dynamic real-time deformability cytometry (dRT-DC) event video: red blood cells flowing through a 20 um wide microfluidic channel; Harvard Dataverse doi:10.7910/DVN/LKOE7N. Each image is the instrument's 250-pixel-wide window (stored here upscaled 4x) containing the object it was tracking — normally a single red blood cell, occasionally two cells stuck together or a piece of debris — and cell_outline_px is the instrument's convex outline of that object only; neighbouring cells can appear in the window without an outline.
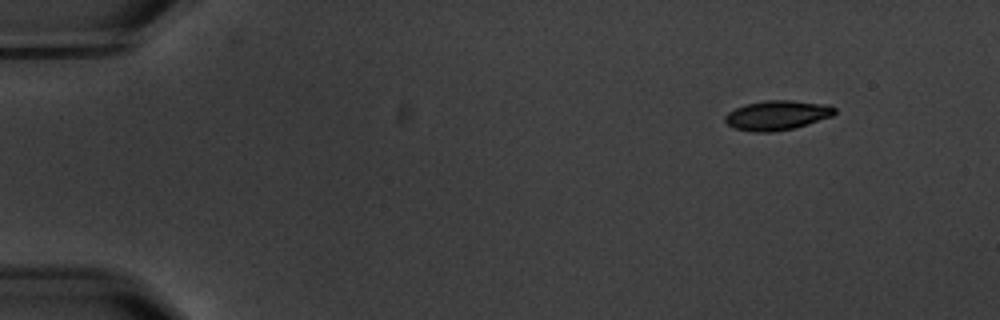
{"species": "common noctule bat (a hibernating species)", "species_latin": "Nyctalus noctula", "temperature_condition": "warm", "stored_images_in_passage": 7, "camera_frame_rate_fps": 3000, "um_per_image_px": 0.085, "animal": {"sex": "male", "body_mass_g": 20.1, "forearm_length_mm": 53.5}, "frame": {"image": 1, "passage_image": 2, "time_ms": 1.0, "image_size_px": [1000, 320], "cell_outline_px": [[836, 112], [832, 116], [796, 128], [772, 132], [752, 132], [736, 128], [728, 124], [724, 120], [724, 116], [728, 112], [744, 104], [764, 100], [788, 100], [832, 104], [836, 108]], "centroid_in_image_um": [66.09, 9.79], "position_along_channel_um": 18.9, "area_um2": 19.13}}
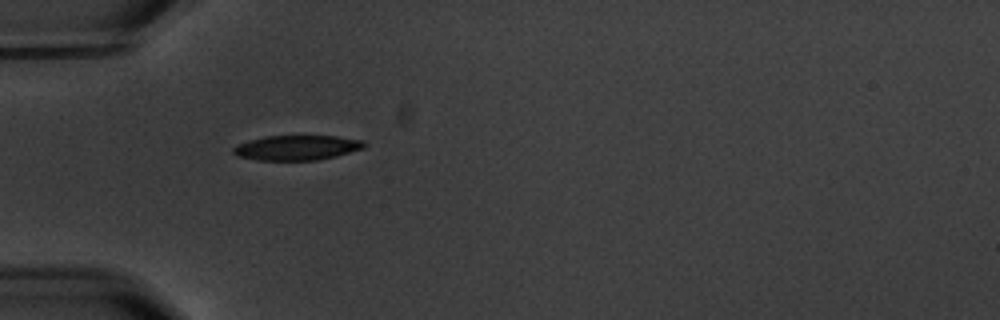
{"frame": {"image": 2, "passage_image": 5, "time_ms": 5.0, "image_size_px": [1000, 320], "cell_outline_px": [[368, 144], [364, 148], [336, 156], [316, 160], [256, 160], [236, 156], [232, 152], [232, 148], [236, 144], [248, 140], [264, 136], [336, 136], [364, 140]], "centroid_in_image_um": [25.21, 12.55], "position_along_channel_um": 59.8, "area_um2": 19.19}}
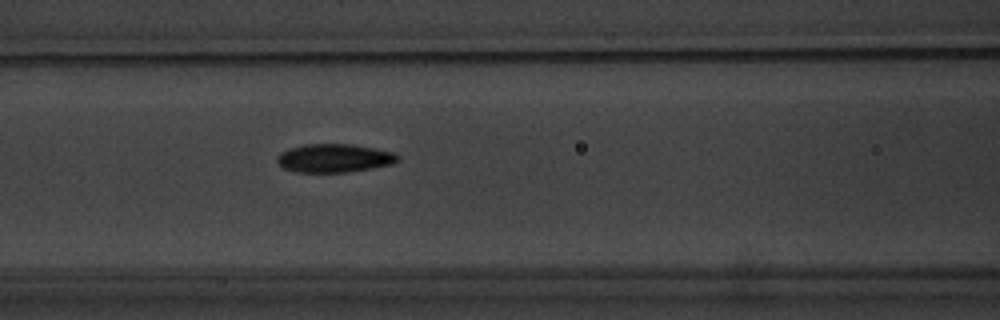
{"frame": {"image": 3, "passage_image": 7, "time_ms": 7.333, "image_size_px": [1000, 320], "cell_outline_px": [[400, 160], [392, 164], [372, 168], [348, 172], [296, 172], [284, 168], [276, 160], [276, 156], [280, 152], [288, 148], [304, 144], [352, 144], [392, 152], [400, 156]], "centroid_in_image_um": [28.39, 13.44], "position_along_channel_um": 138.2, "area_um2": 20.06}}